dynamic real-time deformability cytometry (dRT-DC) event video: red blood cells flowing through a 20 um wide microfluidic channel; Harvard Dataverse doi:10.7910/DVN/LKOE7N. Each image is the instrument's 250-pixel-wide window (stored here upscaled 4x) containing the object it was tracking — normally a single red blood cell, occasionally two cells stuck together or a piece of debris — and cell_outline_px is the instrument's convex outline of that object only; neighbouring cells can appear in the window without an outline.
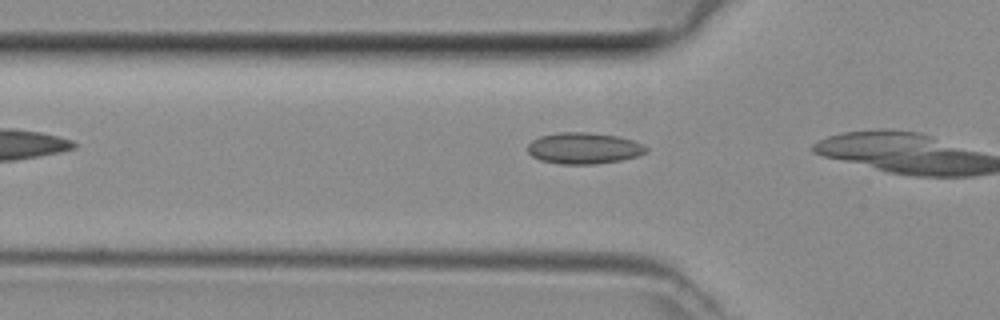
{"species": "common noctule bat (a hibernating species)", "species_latin": "Nyctalus noctula", "temperature_condition": "room temperature", "stored_images_in_passage": 5, "camera_frame_rate_fps": 3000, "um_per_image_px": 0.085, "animal": {"sex": "female", "body_mass_g": 29.2, "forearm_length_mm": 56.3}, "frame": {"image": 1, "passage_image": 4, "time_ms": 1.0, "image_size_px": [1000, 320], "cell_outline_px": [[648, 152], [636, 156], [620, 160], [596, 164], [560, 164], [540, 160], [532, 156], [528, 152], [528, 144], [532, 140], [540, 136], [560, 132], [588, 132], [616, 136], [632, 140], [644, 144], [648, 148]], "centroid_in_image_um": [49.62, 12.6], "position_along_channel_um": 76.2, "area_um2": 21.62}}